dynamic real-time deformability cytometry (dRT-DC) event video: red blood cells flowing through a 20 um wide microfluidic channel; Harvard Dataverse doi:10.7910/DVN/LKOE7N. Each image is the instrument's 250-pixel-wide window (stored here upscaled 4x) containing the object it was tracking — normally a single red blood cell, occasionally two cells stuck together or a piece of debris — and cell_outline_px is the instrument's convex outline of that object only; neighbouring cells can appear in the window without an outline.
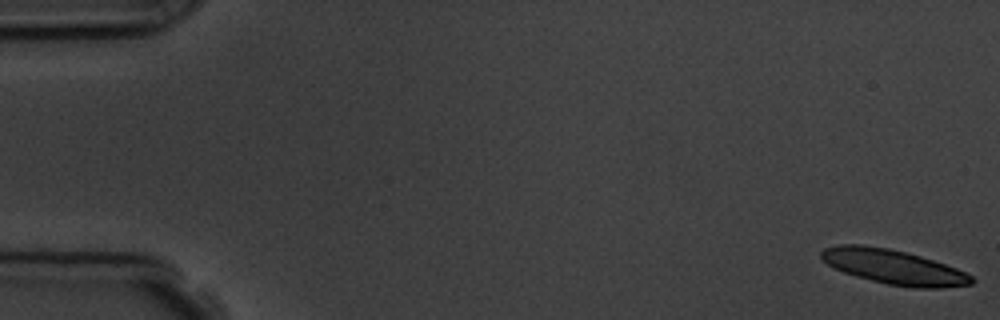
{"species": "common noctule bat (a hibernating species)", "species_latin": "Nyctalus noctula", "temperature_condition": "room temperature", "stored_images_in_passage": 5, "camera_frame_rate_fps": 3000, "um_per_image_px": 0.085, "animal": {"sex": "male", "body_mass_g": 19.5, "forearm_length_mm": 54.6}, "frame": {"image": 1, "passage_image": 1, "time_ms": 0.0, "image_size_px": [1000, 320], "cell_outline_px": [[976, 280], [972, 284], [940, 288], [916, 288], [888, 284], [856, 276], [844, 272], [828, 264], [820, 256], [820, 252], [824, 248], [840, 244], [860, 244], [888, 248], [908, 252], [956, 268], [972, 276]], "centroid_in_image_um": [75.96, 22.68], "position_along_channel_um": 9.0, "area_um2": 30.11}}